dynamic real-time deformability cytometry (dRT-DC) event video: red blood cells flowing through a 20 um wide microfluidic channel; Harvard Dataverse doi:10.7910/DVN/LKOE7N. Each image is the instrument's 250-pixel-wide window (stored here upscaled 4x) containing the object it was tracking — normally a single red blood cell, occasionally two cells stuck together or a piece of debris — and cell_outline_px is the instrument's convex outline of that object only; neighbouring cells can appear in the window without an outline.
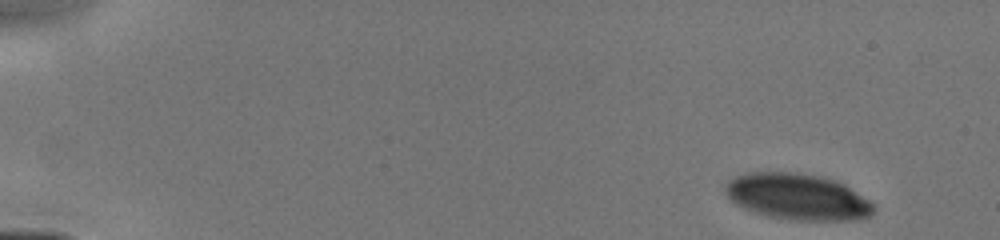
{"species": "human", "species_latin": "Homo sapiens", "temperature_condition": "cold", "stored_images_in_passage": 50, "camera_frame_rate_fps": 3000, "um_per_image_px": 0.085, "donor": {"sex": "male"}, "frame": {"image": 1, "passage_image": 1, "time_ms": 0.0, "image_size_px": [1000, 240], "cell_outline_px": [[876, 208], [872, 216], [864, 220], [788, 220], [768, 216], [744, 208], [736, 204], [728, 196], [724, 188], [728, 180], [744, 172], [792, 172], [820, 176], [836, 180], [844, 184], [876, 204]], "centroid_in_image_um": [67.84, 16.73], "position_along_channel_um": 17.2, "area_um2": 40.34}}
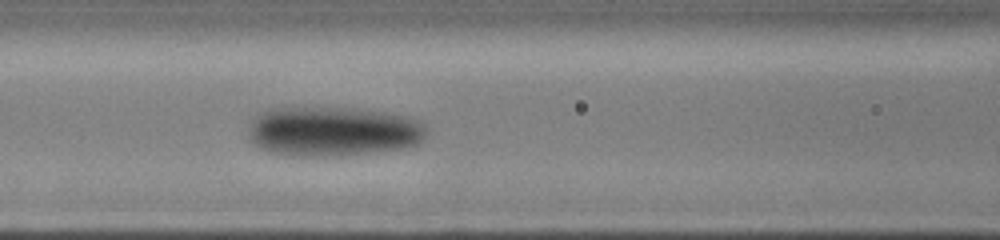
{"frame": {"image": 2, "passage_image": 25, "time_ms": 6.0, "image_size_px": [1000, 240], "cell_outline_px": [[428, 132], [416, 144], [400, 148], [340, 156], [300, 156], [268, 152], [260, 148], [248, 136], [248, 128], [252, 120], [260, 112], [268, 108], [352, 108], [384, 112], [408, 116], [424, 124]], "centroid_in_image_um": [28.27, 11.16], "position_along_channel_um": 138.3, "area_um2": 51.44}}
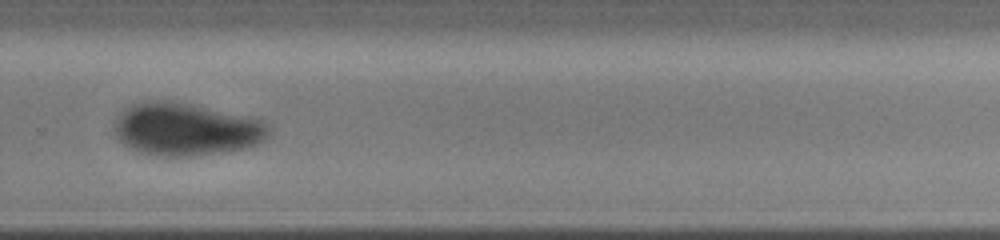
{"frame": {"image": 3, "passage_image": 50, "time_ms": 10.0, "image_size_px": [1000, 240], "cell_outline_px": [[272, 132], [260, 144], [248, 148], [188, 156], [160, 156], [140, 152], [124, 144], [116, 136], [112, 128], [116, 116], [124, 108], [132, 104], [148, 100], [156, 100], [192, 104], [264, 120], [272, 128]], "centroid_in_image_um": [15.82, 10.98], "position_along_channel_um": 314.0, "area_um2": 47.69}}